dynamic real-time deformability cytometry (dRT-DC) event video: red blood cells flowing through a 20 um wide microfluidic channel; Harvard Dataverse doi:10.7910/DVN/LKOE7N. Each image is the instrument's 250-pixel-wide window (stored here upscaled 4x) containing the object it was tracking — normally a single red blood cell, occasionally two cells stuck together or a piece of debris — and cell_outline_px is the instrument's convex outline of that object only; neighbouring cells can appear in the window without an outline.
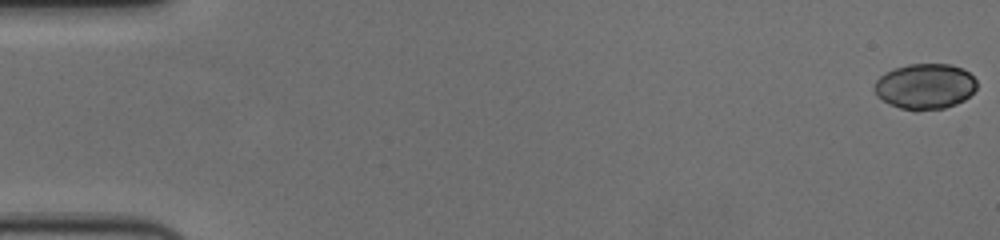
{"species": "human", "species_latin": "Homo sapiens", "temperature_condition": "cold", "stored_images_in_passage": 58, "camera_frame_rate_fps": 3000, "um_per_image_px": 0.085, "donor": {"sex": "female"}, "frame": {"image": 1, "passage_image": 1, "time_ms": 0.0, "image_size_px": [1000, 240], "cell_outline_px": [[976, 88], [964, 100], [956, 104], [944, 108], [916, 112], [912, 112], [888, 104], [880, 100], [876, 96], [872, 88], [876, 80], [884, 72], [908, 64], [952, 64], [968, 72], [976, 80]], "centroid_in_image_um": [78.57, 7.37], "position_along_channel_um": 6.4, "area_um2": 27.63}}
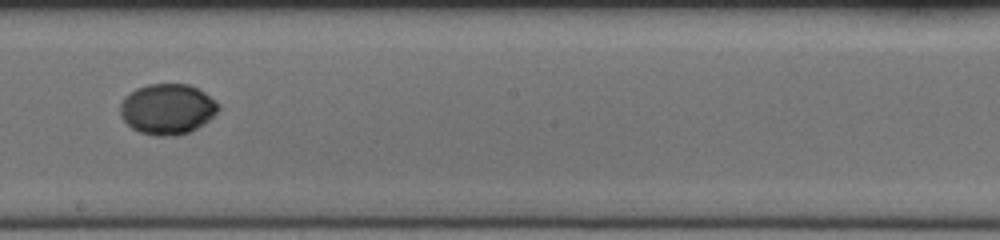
{"frame": {"image": 2, "passage_image": 34, "time_ms": 11.0, "image_size_px": [1000, 240], "cell_outline_px": [[220, 108], [204, 124], [188, 132], [176, 136], [156, 136], [140, 132], [132, 128], [120, 116], [120, 104], [124, 96], [136, 88], [148, 84], [188, 84], [204, 92], [216, 100]], "centroid_in_image_um": [14.21, 9.27], "position_along_channel_um": 234.0, "area_um2": 28.96}}
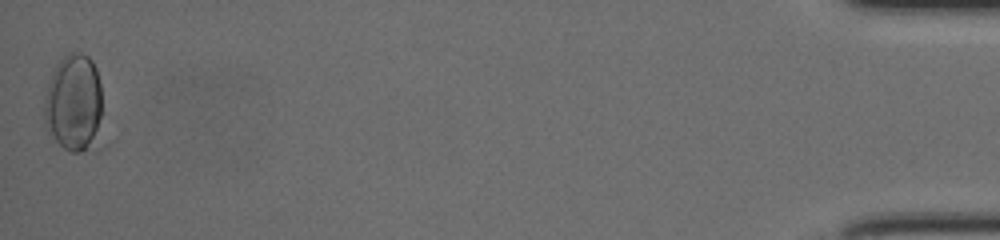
{"frame": {"image": 3, "passage_image": 58, "time_ms": 19.0, "image_size_px": [1000, 240], "cell_outline_px": [[104, 148], [80, 152], [72, 152], [64, 148], [56, 140], [44, 124], [44, 100], [48, 84], [52, 72], [56, 64], [68, 52], [80, 52], [88, 56], [92, 60], [96, 68], [100, 84]], "centroid_in_image_um": [6.36, 8.86], "position_along_channel_um": 428.8, "area_um2": 34.62}, "authors_computed_cell_mechanics": {"area_um2": 28.1775, "velocity_mm_per_s": 3.6298, "shape_relaxation_time_tau1_ms": 4.6877, "shape_relaxation_time_tau2_ms": null, "deformation_change_tau1": 0.1187, "deformation_change_tau2": null}}